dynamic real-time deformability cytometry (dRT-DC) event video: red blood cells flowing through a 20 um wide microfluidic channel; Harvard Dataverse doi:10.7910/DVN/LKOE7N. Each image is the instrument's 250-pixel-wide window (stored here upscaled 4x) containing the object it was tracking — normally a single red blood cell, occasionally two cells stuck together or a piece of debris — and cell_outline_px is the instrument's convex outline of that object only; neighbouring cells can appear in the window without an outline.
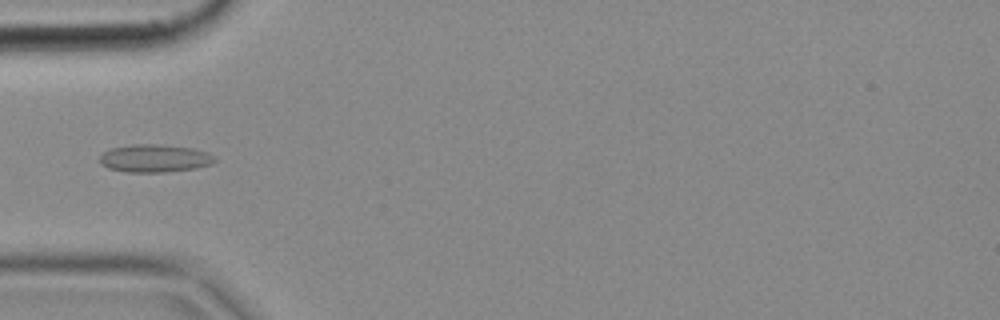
{"species": "common noctule bat (a hibernating species)", "species_latin": "Nyctalus noctula", "temperature_condition": "cold", "stored_images_in_passage": 5, "camera_frame_rate_fps": 3000, "um_per_image_px": 0.085, "animal": {"sex": "female", "body_mass_g": 18.4}, "frame": {"image": 1, "passage_image": 4, "time_ms": 1.0, "image_size_px": [1000, 320], "cell_outline_px": [[216, 160], [212, 164], [196, 168], [164, 172], [128, 172], [108, 168], [100, 164], [100, 156], [104, 152], [112, 148], [132, 144], [156, 144], [192, 148], [208, 152], [216, 156]], "centroid_in_image_um": [13.17, 13.46], "position_along_channel_um": 71.8, "area_um2": 18.67}}
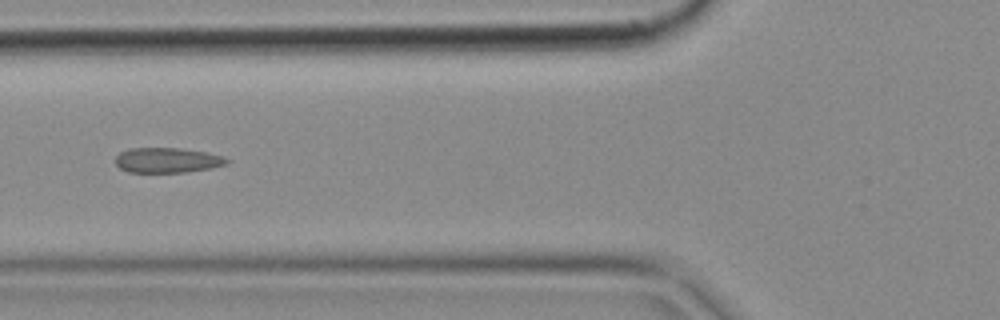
{"frame": {"image": 2, "passage_image": 5, "time_ms": 1.333, "image_size_px": [1000, 320], "cell_outline_px": [[232, 160], [228, 164], [212, 168], [184, 172], [128, 172], [120, 168], [116, 164], [116, 156], [120, 152], [128, 148], [176, 148], [204, 152], [220, 156]], "centroid_in_image_um": [14.21, 13.62], "position_along_channel_um": 111.6, "area_um2": 16.18}}